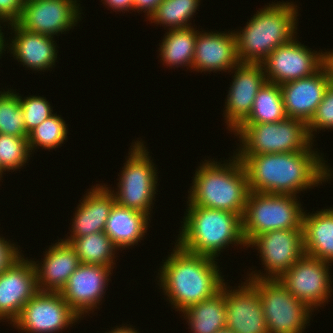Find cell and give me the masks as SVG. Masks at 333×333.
<instances>
[{
  "label": "cell",
  "instance_id": "obj_44",
  "mask_svg": "<svg viewBox=\"0 0 333 333\" xmlns=\"http://www.w3.org/2000/svg\"><path fill=\"white\" fill-rule=\"evenodd\" d=\"M2 171H1V169H0V181H1V178L3 177V175H2Z\"/></svg>",
  "mask_w": 333,
  "mask_h": 333
},
{
  "label": "cell",
  "instance_id": "obj_38",
  "mask_svg": "<svg viewBox=\"0 0 333 333\" xmlns=\"http://www.w3.org/2000/svg\"><path fill=\"white\" fill-rule=\"evenodd\" d=\"M163 0H133L134 12H144L148 19ZM136 10V11H135Z\"/></svg>",
  "mask_w": 333,
  "mask_h": 333
},
{
  "label": "cell",
  "instance_id": "obj_15",
  "mask_svg": "<svg viewBox=\"0 0 333 333\" xmlns=\"http://www.w3.org/2000/svg\"><path fill=\"white\" fill-rule=\"evenodd\" d=\"M112 269L109 266L80 263L60 291L63 299L81 318L86 313L94 312V308L99 309L111 280Z\"/></svg>",
  "mask_w": 333,
  "mask_h": 333
},
{
  "label": "cell",
  "instance_id": "obj_32",
  "mask_svg": "<svg viewBox=\"0 0 333 333\" xmlns=\"http://www.w3.org/2000/svg\"><path fill=\"white\" fill-rule=\"evenodd\" d=\"M0 134L28 137L19 93H16V90L3 89L0 92Z\"/></svg>",
  "mask_w": 333,
  "mask_h": 333
},
{
  "label": "cell",
  "instance_id": "obj_42",
  "mask_svg": "<svg viewBox=\"0 0 333 333\" xmlns=\"http://www.w3.org/2000/svg\"><path fill=\"white\" fill-rule=\"evenodd\" d=\"M3 22V23H2ZM1 23L2 24H4L5 23V27L4 28H6V22H4V21H2V20H0V58H1V55L3 54V53H5L4 51H6V49H7V46L8 45H6V44H8V42H6V41H8V40H5V35H4V33L2 32V26H1Z\"/></svg>",
  "mask_w": 333,
  "mask_h": 333
},
{
  "label": "cell",
  "instance_id": "obj_6",
  "mask_svg": "<svg viewBox=\"0 0 333 333\" xmlns=\"http://www.w3.org/2000/svg\"><path fill=\"white\" fill-rule=\"evenodd\" d=\"M240 145L235 155H258L307 150L314 142L301 119L276 123H241L233 132Z\"/></svg>",
  "mask_w": 333,
  "mask_h": 333
},
{
  "label": "cell",
  "instance_id": "obj_5",
  "mask_svg": "<svg viewBox=\"0 0 333 333\" xmlns=\"http://www.w3.org/2000/svg\"><path fill=\"white\" fill-rule=\"evenodd\" d=\"M176 243L184 250L213 258L222 249L247 245L242 234V219L233 212L187 205Z\"/></svg>",
  "mask_w": 333,
  "mask_h": 333
},
{
  "label": "cell",
  "instance_id": "obj_22",
  "mask_svg": "<svg viewBox=\"0 0 333 333\" xmlns=\"http://www.w3.org/2000/svg\"><path fill=\"white\" fill-rule=\"evenodd\" d=\"M44 253L42 262L32 259L38 290L60 292L80 265L79 257L75 249L63 239H58Z\"/></svg>",
  "mask_w": 333,
  "mask_h": 333
},
{
  "label": "cell",
  "instance_id": "obj_34",
  "mask_svg": "<svg viewBox=\"0 0 333 333\" xmlns=\"http://www.w3.org/2000/svg\"><path fill=\"white\" fill-rule=\"evenodd\" d=\"M19 98L27 133L54 114L46 97L31 95L23 99L19 95Z\"/></svg>",
  "mask_w": 333,
  "mask_h": 333
},
{
  "label": "cell",
  "instance_id": "obj_12",
  "mask_svg": "<svg viewBox=\"0 0 333 333\" xmlns=\"http://www.w3.org/2000/svg\"><path fill=\"white\" fill-rule=\"evenodd\" d=\"M329 266L328 262L304 254L278 280L298 300L316 311L330 302L333 292Z\"/></svg>",
  "mask_w": 333,
  "mask_h": 333
},
{
  "label": "cell",
  "instance_id": "obj_19",
  "mask_svg": "<svg viewBox=\"0 0 333 333\" xmlns=\"http://www.w3.org/2000/svg\"><path fill=\"white\" fill-rule=\"evenodd\" d=\"M330 84L327 70L322 66L309 77L280 85L287 117L301 119L308 124Z\"/></svg>",
  "mask_w": 333,
  "mask_h": 333
},
{
  "label": "cell",
  "instance_id": "obj_40",
  "mask_svg": "<svg viewBox=\"0 0 333 333\" xmlns=\"http://www.w3.org/2000/svg\"><path fill=\"white\" fill-rule=\"evenodd\" d=\"M323 66L327 70L330 82L333 84V50L323 52Z\"/></svg>",
  "mask_w": 333,
  "mask_h": 333
},
{
  "label": "cell",
  "instance_id": "obj_28",
  "mask_svg": "<svg viewBox=\"0 0 333 333\" xmlns=\"http://www.w3.org/2000/svg\"><path fill=\"white\" fill-rule=\"evenodd\" d=\"M76 251L80 263L109 266L114 269L115 254L119 249L104 232L75 237L69 243Z\"/></svg>",
  "mask_w": 333,
  "mask_h": 333
},
{
  "label": "cell",
  "instance_id": "obj_33",
  "mask_svg": "<svg viewBox=\"0 0 333 333\" xmlns=\"http://www.w3.org/2000/svg\"><path fill=\"white\" fill-rule=\"evenodd\" d=\"M30 155L28 137L0 134V169L3 174L24 167Z\"/></svg>",
  "mask_w": 333,
  "mask_h": 333
},
{
  "label": "cell",
  "instance_id": "obj_25",
  "mask_svg": "<svg viewBox=\"0 0 333 333\" xmlns=\"http://www.w3.org/2000/svg\"><path fill=\"white\" fill-rule=\"evenodd\" d=\"M303 214L304 252L333 263V207Z\"/></svg>",
  "mask_w": 333,
  "mask_h": 333
},
{
  "label": "cell",
  "instance_id": "obj_30",
  "mask_svg": "<svg viewBox=\"0 0 333 333\" xmlns=\"http://www.w3.org/2000/svg\"><path fill=\"white\" fill-rule=\"evenodd\" d=\"M201 0H163L148 18L150 23L167 27V30L191 27V18ZM164 25V26H163Z\"/></svg>",
  "mask_w": 333,
  "mask_h": 333
},
{
  "label": "cell",
  "instance_id": "obj_17",
  "mask_svg": "<svg viewBox=\"0 0 333 333\" xmlns=\"http://www.w3.org/2000/svg\"><path fill=\"white\" fill-rule=\"evenodd\" d=\"M230 72L235 74L225 99L223 117L226 129L233 132L249 116L257 92L267 79L261 64L240 63Z\"/></svg>",
  "mask_w": 333,
  "mask_h": 333
},
{
  "label": "cell",
  "instance_id": "obj_26",
  "mask_svg": "<svg viewBox=\"0 0 333 333\" xmlns=\"http://www.w3.org/2000/svg\"><path fill=\"white\" fill-rule=\"evenodd\" d=\"M192 333H216L226 327L225 284L213 297L182 312Z\"/></svg>",
  "mask_w": 333,
  "mask_h": 333
},
{
  "label": "cell",
  "instance_id": "obj_8",
  "mask_svg": "<svg viewBox=\"0 0 333 333\" xmlns=\"http://www.w3.org/2000/svg\"><path fill=\"white\" fill-rule=\"evenodd\" d=\"M142 139L134 141L129 156L121 170L116 190L107 187L114 195L115 203L147 214L151 217L153 200L157 191L158 170ZM152 206V208H151Z\"/></svg>",
  "mask_w": 333,
  "mask_h": 333
},
{
  "label": "cell",
  "instance_id": "obj_10",
  "mask_svg": "<svg viewBox=\"0 0 333 333\" xmlns=\"http://www.w3.org/2000/svg\"><path fill=\"white\" fill-rule=\"evenodd\" d=\"M252 246V247H251ZM256 247L264 271H251L246 279H279L305 254L303 229L273 230L257 235L248 245ZM257 272V273H256ZM254 273V274H253Z\"/></svg>",
  "mask_w": 333,
  "mask_h": 333
},
{
  "label": "cell",
  "instance_id": "obj_9",
  "mask_svg": "<svg viewBox=\"0 0 333 333\" xmlns=\"http://www.w3.org/2000/svg\"><path fill=\"white\" fill-rule=\"evenodd\" d=\"M259 293L268 333H304L312 311L277 279H244Z\"/></svg>",
  "mask_w": 333,
  "mask_h": 333
},
{
  "label": "cell",
  "instance_id": "obj_31",
  "mask_svg": "<svg viewBox=\"0 0 333 333\" xmlns=\"http://www.w3.org/2000/svg\"><path fill=\"white\" fill-rule=\"evenodd\" d=\"M67 134L68 126L66 122L61 115L54 113L28 133V145L31 154L39 147L49 151L61 147L67 140Z\"/></svg>",
  "mask_w": 333,
  "mask_h": 333
},
{
  "label": "cell",
  "instance_id": "obj_24",
  "mask_svg": "<svg viewBox=\"0 0 333 333\" xmlns=\"http://www.w3.org/2000/svg\"><path fill=\"white\" fill-rule=\"evenodd\" d=\"M149 222L151 221L147 214L115 203L107 218L104 232L118 249L124 250L143 240Z\"/></svg>",
  "mask_w": 333,
  "mask_h": 333
},
{
  "label": "cell",
  "instance_id": "obj_29",
  "mask_svg": "<svg viewBox=\"0 0 333 333\" xmlns=\"http://www.w3.org/2000/svg\"><path fill=\"white\" fill-rule=\"evenodd\" d=\"M286 118L280 85L266 81L257 92L249 116L242 123H276Z\"/></svg>",
  "mask_w": 333,
  "mask_h": 333
},
{
  "label": "cell",
  "instance_id": "obj_16",
  "mask_svg": "<svg viewBox=\"0 0 333 333\" xmlns=\"http://www.w3.org/2000/svg\"><path fill=\"white\" fill-rule=\"evenodd\" d=\"M36 271L31 259L22 255L0 273V320L10 325L23 306L38 292Z\"/></svg>",
  "mask_w": 333,
  "mask_h": 333
},
{
  "label": "cell",
  "instance_id": "obj_2",
  "mask_svg": "<svg viewBox=\"0 0 333 333\" xmlns=\"http://www.w3.org/2000/svg\"><path fill=\"white\" fill-rule=\"evenodd\" d=\"M174 244L173 252L162 262L156 277L171 306L183 312L216 295L226 282L217 258L190 253Z\"/></svg>",
  "mask_w": 333,
  "mask_h": 333
},
{
  "label": "cell",
  "instance_id": "obj_1",
  "mask_svg": "<svg viewBox=\"0 0 333 333\" xmlns=\"http://www.w3.org/2000/svg\"><path fill=\"white\" fill-rule=\"evenodd\" d=\"M313 145L298 152L236 155L247 172L249 190L297 196L330 181L333 170Z\"/></svg>",
  "mask_w": 333,
  "mask_h": 333
},
{
  "label": "cell",
  "instance_id": "obj_7",
  "mask_svg": "<svg viewBox=\"0 0 333 333\" xmlns=\"http://www.w3.org/2000/svg\"><path fill=\"white\" fill-rule=\"evenodd\" d=\"M298 196L250 191L242 216L246 245L257 235L273 230L303 229L304 208Z\"/></svg>",
  "mask_w": 333,
  "mask_h": 333
},
{
  "label": "cell",
  "instance_id": "obj_35",
  "mask_svg": "<svg viewBox=\"0 0 333 333\" xmlns=\"http://www.w3.org/2000/svg\"><path fill=\"white\" fill-rule=\"evenodd\" d=\"M308 125V132L313 140L315 138V132L320 130L333 129V84L331 83L320 104L318 105L317 111L313 118L310 120ZM315 131V132H314ZM314 132V133H313Z\"/></svg>",
  "mask_w": 333,
  "mask_h": 333
},
{
  "label": "cell",
  "instance_id": "obj_21",
  "mask_svg": "<svg viewBox=\"0 0 333 333\" xmlns=\"http://www.w3.org/2000/svg\"><path fill=\"white\" fill-rule=\"evenodd\" d=\"M7 26L8 29L13 30L10 34L14 33L12 40L7 41L9 42L7 49L23 67L25 66L28 70L31 68L32 71L45 72L56 66L58 51L53 37L27 31L17 23H10Z\"/></svg>",
  "mask_w": 333,
  "mask_h": 333
},
{
  "label": "cell",
  "instance_id": "obj_41",
  "mask_svg": "<svg viewBox=\"0 0 333 333\" xmlns=\"http://www.w3.org/2000/svg\"><path fill=\"white\" fill-rule=\"evenodd\" d=\"M132 327V328H131ZM107 333V332H105ZM108 333H139L138 330L134 329V327L132 325H125L120 327V326H116L113 330L111 329V331H109Z\"/></svg>",
  "mask_w": 333,
  "mask_h": 333
},
{
  "label": "cell",
  "instance_id": "obj_11",
  "mask_svg": "<svg viewBox=\"0 0 333 333\" xmlns=\"http://www.w3.org/2000/svg\"><path fill=\"white\" fill-rule=\"evenodd\" d=\"M82 318L60 292L38 291L24 306L13 327L26 333H56ZM72 325V326H71Z\"/></svg>",
  "mask_w": 333,
  "mask_h": 333
},
{
  "label": "cell",
  "instance_id": "obj_23",
  "mask_svg": "<svg viewBox=\"0 0 333 333\" xmlns=\"http://www.w3.org/2000/svg\"><path fill=\"white\" fill-rule=\"evenodd\" d=\"M106 185L96 184L76 207L72 218L71 235L66 236L64 241L70 243L75 237H83L88 234L104 231L107 218L115 204L114 195Z\"/></svg>",
  "mask_w": 333,
  "mask_h": 333
},
{
  "label": "cell",
  "instance_id": "obj_14",
  "mask_svg": "<svg viewBox=\"0 0 333 333\" xmlns=\"http://www.w3.org/2000/svg\"><path fill=\"white\" fill-rule=\"evenodd\" d=\"M296 37L276 48L261 63L267 81L282 85L309 77L323 66V51H312Z\"/></svg>",
  "mask_w": 333,
  "mask_h": 333
},
{
  "label": "cell",
  "instance_id": "obj_4",
  "mask_svg": "<svg viewBox=\"0 0 333 333\" xmlns=\"http://www.w3.org/2000/svg\"><path fill=\"white\" fill-rule=\"evenodd\" d=\"M293 2H272L234 31L237 57L243 64H261L266 57L297 35L298 8Z\"/></svg>",
  "mask_w": 333,
  "mask_h": 333
},
{
  "label": "cell",
  "instance_id": "obj_18",
  "mask_svg": "<svg viewBox=\"0 0 333 333\" xmlns=\"http://www.w3.org/2000/svg\"><path fill=\"white\" fill-rule=\"evenodd\" d=\"M245 281L236 289L225 283L226 327L234 333H268L260 295Z\"/></svg>",
  "mask_w": 333,
  "mask_h": 333
},
{
  "label": "cell",
  "instance_id": "obj_13",
  "mask_svg": "<svg viewBox=\"0 0 333 333\" xmlns=\"http://www.w3.org/2000/svg\"><path fill=\"white\" fill-rule=\"evenodd\" d=\"M81 11L78 0H25L16 23L27 31L55 37L74 29Z\"/></svg>",
  "mask_w": 333,
  "mask_h": 333
},
{
  "label": "cell",
  "instance_id": "obj_27",
  "mask_svg": "<svg viewBox=\"0 0 333 333\" xmlns=\"http://www.w3.org/2000/svg\"><path fill=\"white\" fill-rule=\"evenodd\" d=\"M198 30L193 26L183 29L168 30L159 43V56L164 66L170 68L187 67L192 69L195 52V40Z\"/></svg>",
  "mask_w": 333,
  "mask_h": 333
},
{
  "label": "cell",
  "instance_id": "obj_20",
  "mask_svg": "<svg viewBox=\"0 0 333 333\" xmlns=\"http://www.w3.org/2000/svg\"><path fill=\"white\" fill-rule=\"evenodd\" d=\"M239 64L234 31H198L192 63L193 71L204 72V74L205 72H227V70L230 72Z\"/></svg>",
  "mask_w": 333,
  "mask_h": 333
},
{
  "label": "cell",
  "instance_id": "obj_43",
  "mask_svg": "<svg viewBox=\"0 0 333 333\" xmlns=\"http://www.w3.org/2000/svg\"><path fill=\"white\" fill-rule=\"evenodd\" d=\"M216 333H234V332L231 329H228L227 327H225Z\"/></svg>",
  "mask_w": 333,
  "mask_h": 333
},
{
  "label": "cell",
  "instance_id": "obj_3",
  "mask_svg": "<svg viewBox=\"0 0 333 333\" xmlns=\"http://www.w3.org/2000/svg\"><path fill=\"white\" fill-rule=\"evenodd\" d=\"M231 157V158H230ZM229 161L204 160L195 170L187 205L225 210L243 216L250 193L248 176L233 153Z\"/></svg>",
  "mask_w": 333,
  "mask_h": 333
},
{
  "label": "cell",
  "instance_id": "obj_36",
  "mask_svg": "<svg viewBox=\"0 0 333 333\" xmlns=\"http://www.w3.org/2000/svg\"><path fill=\"white\" fill-rule=\"evenodd\" d=\"M7 240L8 239L5 240V237L3 238L0 236V273L7 269L22 255L20 246H16L15 242L11 243L10 240Z\"/></svg>",
  "mask_w": 333,
  "mask_h": 333
},
{
  "label": "cell",
  "instance_id": "obj_39",
  "mask_svg": "<svg viewBox=\"0 0 333 333\" xmlns=\"http://www.w3.org/2000/svg\"><path fill=\"white\" fill-rule=\"evenodd\" d=\"M103 1L104 5L106 4V6L112 8L111 10L113 11H117V12H123V11H127L129 12V10L133 12L134 10V4H133V0H101Z\"/></svg>",
  "mask_w": 333,
  "mask_h": 333
},
{
  "label": "cell",
  "instance_id": "obj_37",
  "mask_svg": "<svg viewBox=\"0 0 333 333\" xmlns=\"http://www.w3.org/2000/svg\"><path fill=\"white\" fill-rule=\"evenodd\" d=\"M25 0H0V20L16 23L21 16Z\"/></svg>",
  "mask_w": 333,
  "mask_h": 333
}]
</instances>
